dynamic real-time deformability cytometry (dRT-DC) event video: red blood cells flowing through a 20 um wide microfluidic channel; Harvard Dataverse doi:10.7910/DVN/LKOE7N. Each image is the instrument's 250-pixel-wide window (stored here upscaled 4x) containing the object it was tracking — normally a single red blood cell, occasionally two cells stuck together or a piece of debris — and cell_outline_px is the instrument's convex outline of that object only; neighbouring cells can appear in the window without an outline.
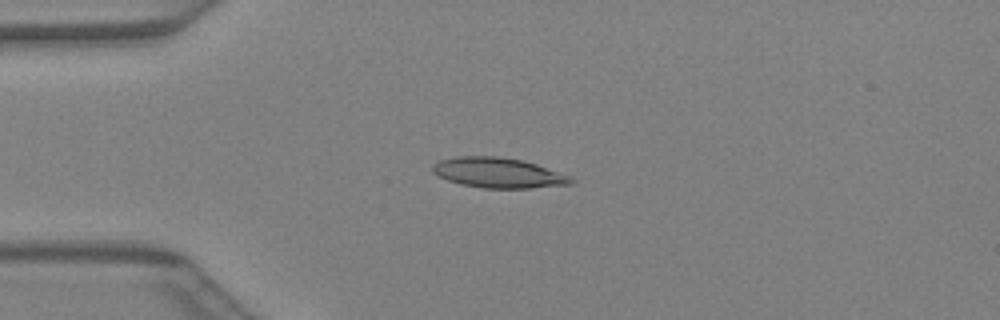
{"species": "Egyptian fruit bat (a non-hibernating species)", "species_latin": "Rousettus aegyptiacus", "temperature_condition": "warm", "stored_images_in_passage": 25, "camera_frame_rate_fps": 3000, "um_per_image_px": 0.085, "animal": {"sex": "female"}, "frame": {"image": 1, "passage_image": 1, "time_ms": 0.0, "image_size_px": [1000, 320], "cell_outline_px": [[576, 180], [572, 184], [528, 188], [484, 188], [460, 184], [448, 180], [432, 172], [432, 164], [440, 160], [456, 156], [500, 156], [524, 160], [536, 164], [568, 176]], "centroid_in_image_um": [42.32, 14.68], "position_along_channel_um": 42.7, "area_um2": 24.28}}
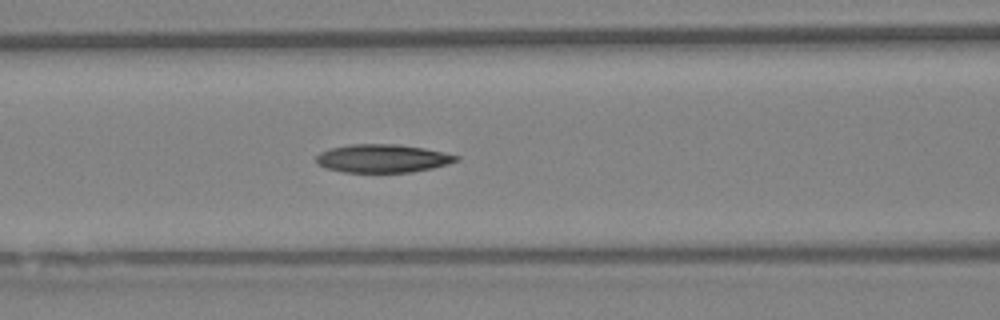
{"frame": {"image": 2, "passage_image": 8, "time_ms": 2.333, "image_size_px": [1000, 320], "cell_outline_px": [[460, 160], [448, 164], [432, 168], [412, 172], [344, 172], [324, 168], [316, 164], [316, 156], [320, 152], [332, 148], [348, 144], [396, 144], [424, 148], [460, 156]], "centroid_in_image_um": [32.5, 13.47], "position_along_channel_um": 134.1, "area_um2": 23.12}}
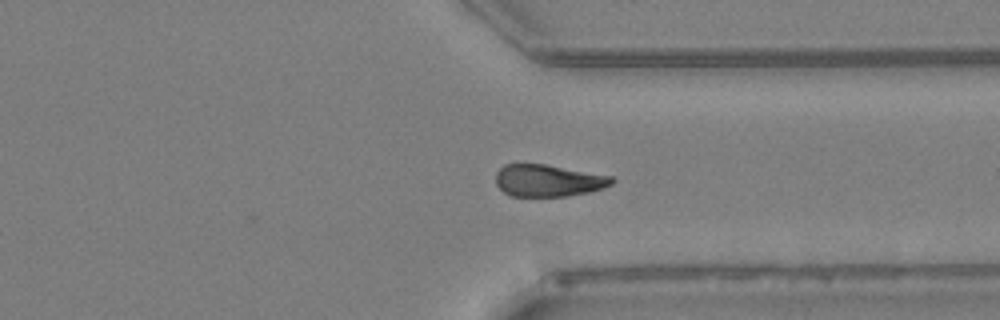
{"frame": {"image": 3, "passage_image": 22, "time_ms": 7.0, "image_size_px": [1000, 320], "cell_outline_px": [[616, 180], [612, 184], [604, 188], [588, 192], [568, 196], [512, 196], [504, 192], [496, 184], [496, 172], [504, 164], [544, 164], [612, 176]], "centroid_in_image_um": [46.61, 15.35], "position_along_channel_um": 364.8, "area_um2": 21.62}}